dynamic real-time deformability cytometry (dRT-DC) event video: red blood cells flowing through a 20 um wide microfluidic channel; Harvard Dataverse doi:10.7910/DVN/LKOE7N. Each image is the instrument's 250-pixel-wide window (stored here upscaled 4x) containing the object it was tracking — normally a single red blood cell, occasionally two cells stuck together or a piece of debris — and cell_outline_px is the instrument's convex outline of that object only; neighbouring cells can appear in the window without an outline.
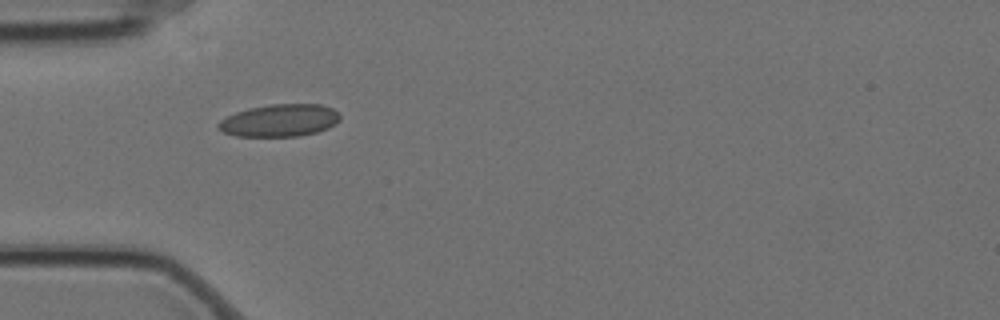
{"species": "Egyptian fruit bat (a non-hibernating species)", "species_latin": "Rousettus aegyptiacus", "temperature_condition": "cold", "stored_images_in_passage": 2, "camera_frame_rate_fps": 3000, "um_per_image_px": 0.085, "animal": {"sex": "female"}, "frame": {"image": 1, "passage_image": 1, "time_ms": 0.0, "image_size_px": [1000, 320], "cell_outline_px": [[340, 120], [336, 124], [328, 128], [316, 132], [300, 136], [236, 136], [224, 132], [216, 128], [216, 124], [220, 120], [236, 112], [248, 108], [272, 104], [320, 104], [332, 108], [340, 116]], "centroid_in_image_um": [23.76, 10.24], "position_along_channel_um": 61.2, "area_um2": 23.0}}
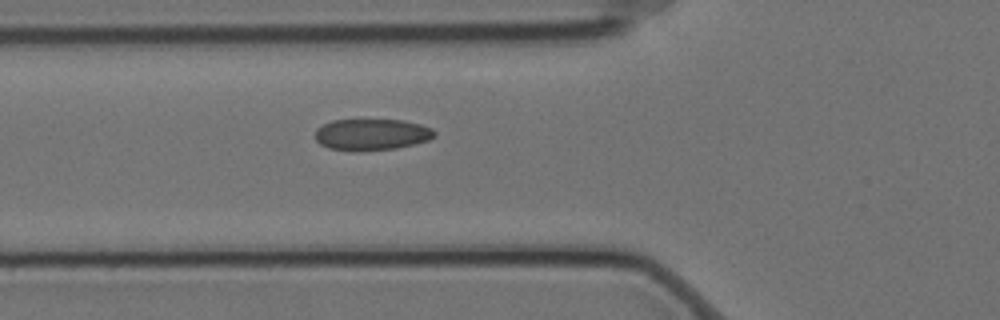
{"frame": {"image": 2, "passage_image": 2, "time_ms": 0.333, "image_size_px": [1000, 320], "cell_outline_px": [[436, 136], [428, 140], [396, 148], [360, 152], [328, 148], [320, 144], [316, 140], [316, 128], [332, 120], [400, 120], [420, 124], [432, 128], [436, 132]], "centroid_in_image_um": [31.58, 11.44], "position_along_channel_um": 94.2, "area_um2": 21.91}}